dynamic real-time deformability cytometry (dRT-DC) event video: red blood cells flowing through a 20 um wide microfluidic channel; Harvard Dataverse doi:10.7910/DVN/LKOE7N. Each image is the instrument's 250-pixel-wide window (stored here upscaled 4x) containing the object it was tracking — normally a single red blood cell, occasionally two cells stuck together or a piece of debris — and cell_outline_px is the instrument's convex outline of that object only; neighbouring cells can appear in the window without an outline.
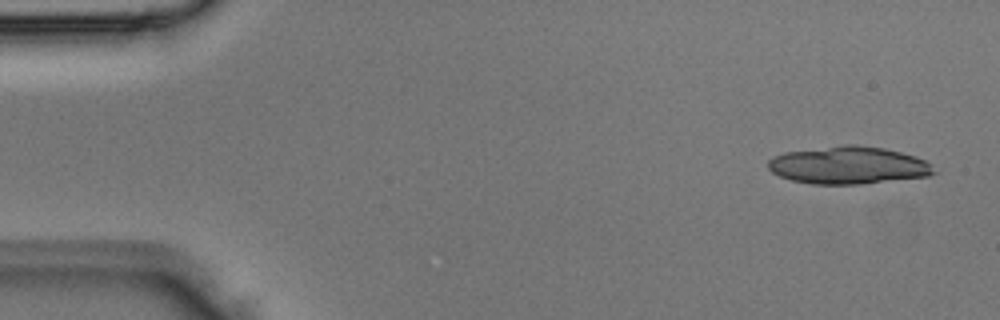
{"species": "Egyptian fruit bat (a non-hibernating species)", "species_latin": "Rousettus aegyptiacus", "temperature_condition": "room temperature", "stored_images_in_passage": 3, "segment_of_instrument_passage": [1, 2], "camera_frame_rate_fps": 3000, "um_per_image_px": 0.085, "animal": {"sex": "male"}, "frame": {"image": 1, "passage_image": 1, "time_ms": 0.0, "image_size_px": [1000, 320], "cell_outline_px": [[936, 172], [928, 176], [860, 184], [812, 184], [792, 180], [780, 176], [772, 172], [768, 168], [768, 160], [772, 156], [784, 152], [844, 144], [856, 144], [884, 148], [916, 156], [924, 160]], "centroid_in_image_um": [72.07, 14.04], "position_along_channel_um": 12.9, "area_um2": 36.24}}